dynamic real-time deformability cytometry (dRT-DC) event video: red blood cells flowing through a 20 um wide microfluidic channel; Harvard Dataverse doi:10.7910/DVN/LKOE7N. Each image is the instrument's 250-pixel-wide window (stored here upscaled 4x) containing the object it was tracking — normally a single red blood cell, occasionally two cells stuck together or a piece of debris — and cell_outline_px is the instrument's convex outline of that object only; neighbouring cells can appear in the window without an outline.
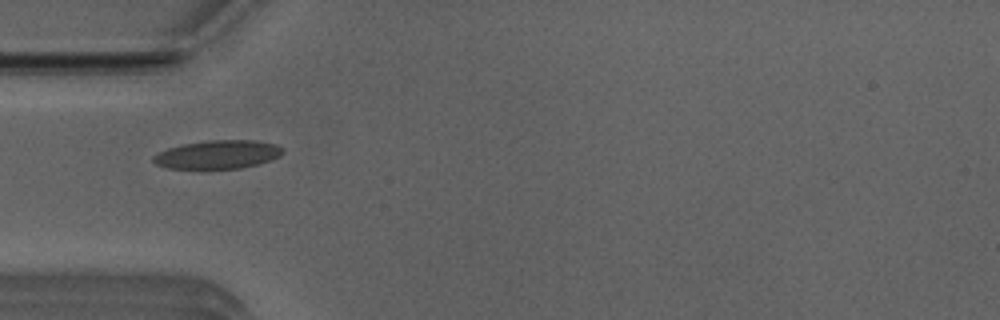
{"species": "Egyptian fruit bat (a non-hibernating species)", "species_latin": "Rousettus aegyptiacus", "temperature_condition": "room temperature", "stored_images_in_passage": 23, "camera_frame_rate_fps": 3000, "um_per_image_px": 0.085, "animal": {"sex": "male"}, "frame": {"image": 1, "passage_image": 1, "time_ms": 0.0, "image_size_px": [1000, 320], "cell_outline_px": [[284, 152], [280, 156], [272, 160], [260, 164], [240, 168], [200, 172], [168, 168], [156, 164], [152, 160], [152, 156], [168, 148], [184, 144], [208, 140], [256, 140], [276, 144], [284, 148]], "centroid_in_image_um": [18.51, 13.18], "position_along_channel_um": 66.5, "area_um2": 22.54}}